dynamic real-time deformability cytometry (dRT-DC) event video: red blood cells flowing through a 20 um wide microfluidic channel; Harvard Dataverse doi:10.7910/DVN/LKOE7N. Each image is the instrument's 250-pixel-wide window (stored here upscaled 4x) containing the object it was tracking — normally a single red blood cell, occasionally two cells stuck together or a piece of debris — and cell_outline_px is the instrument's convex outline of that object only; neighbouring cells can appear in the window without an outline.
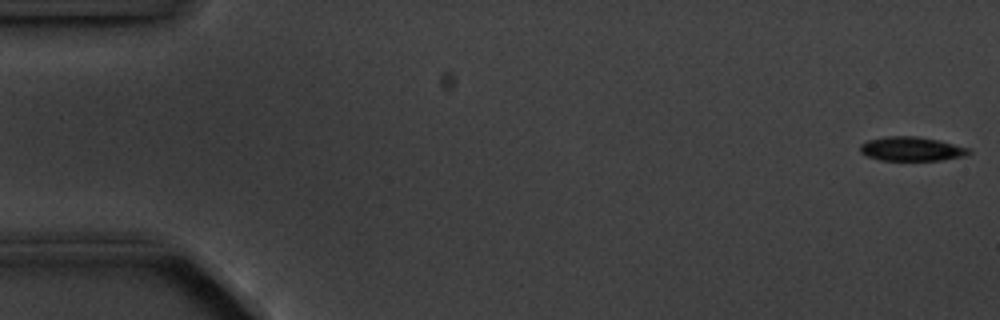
{"species": "common noctule bat (a hibernating species)", "species_latin": "Nyctalus noctula", "temperature_condition": "cold", "stored_images_in_passage": 6, "segment_of_instrument_passage": [1, 2], "camera_frame_rate_fps": 3000, "um_per_image_px": 0.085, "animal": {"sex": "male", "body_mass_g": 20.1, "forearm_length_mm": 53.5}, "frame": {"image": 1, "passage_image": 1, "time_ms": 0.0, "image_size_px": [1000, 320], "cell_outline_px": [[972, 152], [964, 156], [940, 160], [880, 160], [868, 156], [860, 152], [860, 144], [868, 140], [884, 136], [920, 136], [940, 140], [968, 148]], "centroid_in_image_um": [77.47, 12.64], "position_along_channel_um": 7.5, "area_um2": 15.32}}
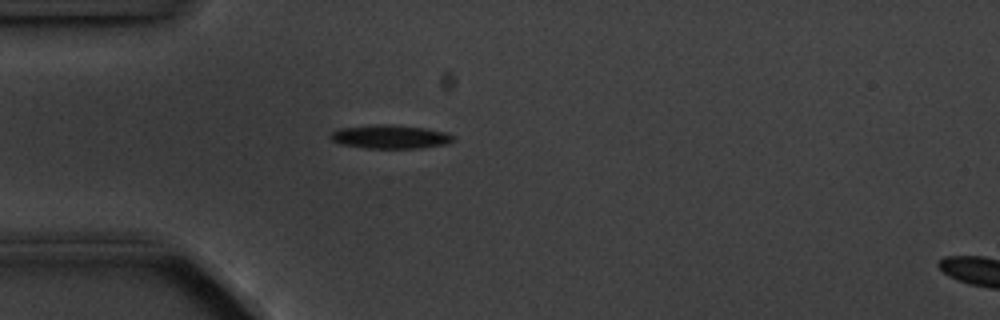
{"frame": {"image": 2, "passage_image": 5, "time_ms": 4.667, "image_size_px": [1000, 320], "cell_outline_px": [[456, 140], [448, 144], [420, 148], [364, 148], [340, 144], [332, 140], [328, 136], [332, 132], [340, 128], [376, 124], [392, 124], [424, 128], [448, 132]], "centroid_in_image_um": [33.18, 11.62], "position_along_channel_um": 51.8, "area_um2": 17.11}}